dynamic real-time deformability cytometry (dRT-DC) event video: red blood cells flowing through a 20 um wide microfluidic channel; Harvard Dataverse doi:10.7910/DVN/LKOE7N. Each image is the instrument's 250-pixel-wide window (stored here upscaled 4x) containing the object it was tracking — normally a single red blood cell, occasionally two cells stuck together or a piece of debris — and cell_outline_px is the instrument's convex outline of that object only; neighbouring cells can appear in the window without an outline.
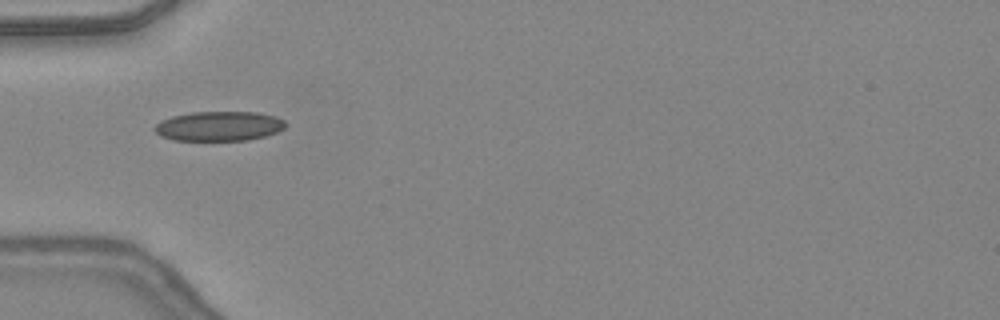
{"species": "common noctule bat (a hibernating species)", "species_latin": "Nyctalus noctula", "temperature_condition": "warm", "stored_images_in_passage": 4, "camera_frame_rate_fps": 3000, "um_per_image_px": 0.085, "animal": {"sex": "female", "body_mass_g": 24.6, "forearm_length_mm": 56.2}, "frame": {"image": 1, "passage_image": 1, "time_ms": 0.0, "image_size_px": [1000, 320], "cell_outline_px": [[288, 124], [284, 128], [276, 132], [264, 136], [248, 140], [172, 140], [160, 136], [152, 128], [160, 120], [172, 116], [192, 112], [256, 112], [276, 116], [284, 120]], "centroid_in_image_um": [18.6, 10.72], "position_along_channel_um": 66.4, "area_um2": 22.72}}
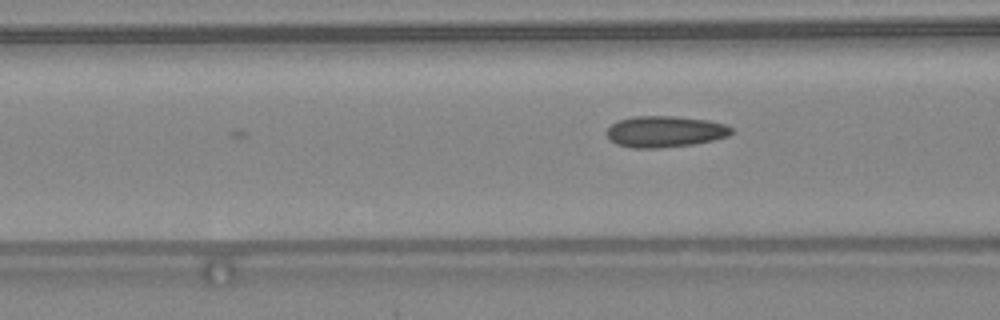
{"frame": {"image": 2, "passage_image": 4, "time_ms": 1.0, "image_size_px": [1000, 320], "cell_outline_px": [[732, 132], [728, 136], [712, 140], [692, 144], [660, 148], [632, 148], [616, 144], [604, 132], [616, 120], [632, 116], [676, 116], [708, 120], [724, 124], [732, 128]], "centroid_in_image_um": [56.48, 11.17], "position_along_channel_um": 110.1, "area_um2": 22.77}}